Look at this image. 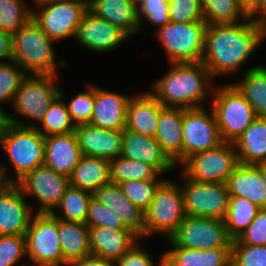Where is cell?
I'll return each instance as SVG.
<instances>
[{
    "mask_svg": "<svg viewBox=\"0 0 266 266\" xmlns=\"http://www.w3.org/2000/svg\"><path fill=\"white\" fill-rule=\"evenodd\" d=\"M266 37L251 17L246 22L208 25L202 64L214 78L235 74Z\"/></svg>",
    "mask_w": 266,
    "mask_h": 266,
    "instance_id": "cell-1",
    "label": "cell"
},
{
    "mask_svg": "<svg viewBox=\"0 0 266 266\" xmlns=\"http://www.w3.org/2000/svg\"><path fill=\"white\" fill-rule=\"evenodd\" d=\"M170 65L168 73L152 85L150 93L165 107L202 108L208 91L214 90L210 71L202 62Z\"/></svg>",
    "mask_w": 266,
    "mask_h": 266,
    "instance_id": "cell-2",
    "label": "cell"
},
{
    "mask_svg": "<svg viewBox=\"0 0 266 266\" xmlns=\"http://www.w3.org/2000/svg\"><path fill=\"white\" fill-rule=\"evenodd\" d=\"M0 144L15 168L16 178L8 179L9 184H17L44 164L45 137L35 127H21L0 119Z\"/></svg>",
    "mask_w": 266,
    "mask_h": 266,
    "instance_id": "cell-3",
    "label": "cell"
},
{
    "mask_svg": "<svg viewBox=\"0 0 266 266\" xmlns=\"http://www.w3.org/2000/svg\"><path fill=\"white\" fill-rule=\"evenodd\" d=\"M12 59L27 74L57 75L58 64L51 40L31 18L16 33L11 35Z\"/></svg>",
    "mask_w": 266,
    "mask_h": 266,
    "instance_id": "cell-4",
    "label": "cell"
},
{
    "mask_svg": "<svg viewBox=\"0 0 266 266\" xmlns=\"http://www.w3.org/2000/svg\"><path fill=\"white\" fill-rule=\"evenodd\" d=\"M213 110L223 142L235 143L256 118L253 107L233 85L214 88Z\"/></svg>",
    "mask_w": 266,
    "mask_h": 266,
    "instance_id": "cell-5",
    "label": "cell"
},
{
    "mask_svg": "<svg viewBox=\"0 0 266 266\" xmlns=\"http://www.w3.org/2000/svg\"><path fill=\"white\" fill-rule=\"evenodd\" d=\"M207 26L205 21L169 22L157 28L155 36L167 53L168 62H201Z\"/></svg>",
    "mask_w": 266,
    "mask_h": 266,
    "instance_id": "cell-6",
    "label": "cell"
},
{
    "mask_svg": "<svg viewBox=\"0 0 266 266\" xmlns=\"http://www.w3.org/2000/svg\"><path fill=\"white\" fill-rule=\"evenodd\" d=\"M234 143L223 142L189 157L183 163V178L204 183H225L239 165Z\"/></svg>",
    "mask_w": 266,
    "mask_h": 266,
    "instance_id": "cell-7",
    "label": "cell"
},
{
    "mask_svg": "<svg viewBox=\"0 0 266 266\" xmlns=\"http://www.w3.org/2000/svg\"><path fill=\"white\" fill-rule=\"evenodd\" d=\"M24 237L26 256L33 261L28 266L63 264V252L58 239V219L51 213H35Z\"/></svg>",
    "mask_w": 266,
    "mask_h": 266,
    "instance_id": "cell-8",
    "label": "cell"
},
{
    "mask_svg": "<svg viewBox=\"0 0 266 266\" xmlns=\"http://www.w3.org/2000/svg\"><path fill=\"white\" fill-rule=\"evenodd\" d=\"M144 214V236L162 232L169 239L186 216L180 185L166 179L157 189Z\"/></svg>",
    "mask_w": 266,
    "mask_h": 266,
    "instance_id": "cell-9",
    "label": "cell"
},
{
    "mask_svg": "<svg viewBox=\"0 0 266 266\" xmlns=\"http://www.w3.org/2000/svg\"><path fill=\"white\" fill-rule=\"evenodd\" d=\"M168 241L177 247L210 250L232 248L233 239L224 220L186 215Z\"/></svg>",
    "mask_w": 266,
    "mask_h": 266,
    "instance_id": "cell-10",
    "label": "cell"
},
{
    "mask_svg": "<svg viewBox=\"0 0 266 266\" xmlns=\"http://www.w3.org/2000/svg\"><path fill=\"white\" fill-rule=\"evenodd\" d=\"M41 10L32 18L53 41L75 36L76 29L88 11V0L35 2Z\"/></svg>",
    "mask_w": 266,
    "mask_h": 266,
    "instance_id": "cell-11",
    "label": "cell"
},
{
    "mask_svg": "<svg viewBox=\"0 0 266 266\" xmlns=\"http://www.w3.org/2000/svg\"><path fill=\"white\" fill-rule=\"evenodd\" d=\"M180 186L185 214L224 220L229 208L230 193L225 183H204L186 178Z\"/></svg>",
    "mask_w": 266,
    "mask_h": 266,
    "instance_id": "cell-12",
    "label": "cell"
},
{
    "mask_svg": "<svg viewBox=\"0 0 266 266\" xmlns=\"http://www.w3.org/2000/svg\"><path fill=\"white\" fill-rule=\"evenodd\" d=\"M56 79L57 76L50 74L26 75L14 96L16 112L41 122L49 106L60 95V88L54 84Z\"/></svg>",
    "mask_w": 266,
    "mask_h": 266,
    "instance_id": "cell-13",
    "label": "cell"
},
{
    "mask_svg": "<svg viewBox=\"0 0 266 266\" xmlns=\"http://www.w3.org/2000/svg\"><path fill=\"white\" fill-rule=\"evenodd\" d=\"M182 134L183 163L192 155L223 143L215 114L213 110L206 112L205 107L184 108Z\"/></svg>",
    "mask_w": 266,
    "mask_h": 266,
    "instance_id": "cell-14",
    "label": "cell"
},
{
    "mask_svg": "<svg viewBox=\"0 0 266 266\" xmlns=\"http://www.w3.org/2000/svg\"><path fill=\"white\" fill-rule=\"evenodd\" d=\"M17 185L24 196H36L40 201L37 213H51L60 203L66 189L70 186L69 178L46 165H41L22 178Z\"/></svg>",
    "mask_w": 266,
    "mask_h": 266,
    "instance_id": "cell-15",
    "label": "cell"
},
{
    "mask_svg": "<svg viewBox=\"0 0 266 266\" xmlns=\"http://www.w3.org/2000/svg\"><path fill=\"white\" fill-rule=\"evenodd\" d=\"M82 46L95 52H108L115 49L129 36L119 27L87 11L74 36Z\"/></svg>",
    "mask_w": 266,
    "mask_h": 266,
    "instance_id": "cell-16",
    "label": "cell"
},
{
    "mask_svg": "<svg viewBox=\"0 0 266 266\" xmlns=\"http://www.w3.org/2000/svg\"><path fill=\"white\" fill-rule=\"evenodd\" d=\"M82 155L113 160L121 155L123 130L103 129L90 123L76 125Z\"/></svg>",
    "mask_w": 266,
    "mask_h": 266,
    "instance_id": "cell-17",
    "label": "cell"
},
{
    "mask_svg": "<svg viewBox=\"0 0 266 266\" xmlns=\"http://www.w3.org/2000/svg\"><path fill=\"white\" fill-rule=\"evenodd\" d=\"M17 184L0 192V235H25L30 224L31 207Z\"/></svg>",
    "mask_w": 266,
    "mask_h": 266,
    "instance_id": "cell-18",
    "label": "cell"
},
{
    "mask_svg": "<svg viewBox=\"0 0 266 266\" xmlns=\"http://www.w3.org/2000/svg\"><path fill=\"white\" fill-rule=\"evenodd\" d=\"M121 156L153 166L159 173H166L175 167V163L160 147L155 137L123 130Z\"/></svg>",
    "mask_w": 266,
    "mask_h": 266,
    "instance_id": "cell-19",
    "label": "cell"
},
{
    "mask_svg": "<svg viewBox=\"0 0 266 266\" xmlns=\"http://www.w3.org/2000/svg\"><path fill=\"white\" fill-rule=\"evenodd\" d=\"M131 98L94 86L93 114L89 123L103 129L124 130Z\"/></svg>",
    "mask_w": 266,
    "mask_h": 266,
    "instance_id": "cell-20",
    "label": "cell"
},
{
    "mask_svg": "<svg viewBox=\"0 0 266 266\" xmlns=\"http://www.w3.org/2000/svg\"><path fill=\"white\" fill-rule=\"evenodd\" d=\"M82 156L75 132L45 137L44 165L71 176Z\"/></svg>",
    "mask_w": 266,
    "mask_h": 266,
    "instance_id": "cell-21",
    "label": "cell"
},
{
    "mask_svg": "<svg viewBox=\"0 0 266 266\" xmlns=\"http://www.w3.org/2000/svg\"><path fill=\"white\" fill-rule=\"evenodd\" d=\"M91 254L112 262L120 259L140 237L132 230L89 227Z\"/></svg>",
    "mask_w": 266,
    "mask_h": 266,
    "instance_id": "cell-22",
    "label": "cell"
},
{
    "mask_svg": "<svg viewBox=\"0 0 266 266\" xmlns=\"http://www.w3.org/2000/svg\"><path fill=\"white\" fill-rule=\"evenodd\" d=\"M93 198L116 212L124 225L140 238L144 236L145 214L123 195L119 184L103 185L93 193Z\"/></svg>",
    "mask_w": 266,
    "mask_h": 266,
    "instance_id": "cell-23",
    "label": "cell"
},
{
    "mask_svg": "<svg viewBox=\"0 0 266 266\" xmlns=\"http://www.w3.org/2000/svg\"><path fill=\"white\" fill-rule=\"evenodd\" d=\"M184 108L163 107L160 110L158 127L155 134L160 147L178 165L183 163V123Z\"/></svg>",
    "mask_w": 266,
    "mask_h": 266,
    "instance_id": "cell-24",
    "label": "cell"
},
{
    "mask_svg": "<svg viewBox=\"0 0 266 266\" xmlns=\"http://www.w3.org/2000/svg\"><path fill=\"white\" fill-rule=\"evenodd\" d=\"M164 106L148 91L132 97L127 106L126 130L155 137Z\"/></svg>",
    "mask_w": 266,
    "mask_h": 266,
    "instance_id": "cell-25",
    "label": "cell"
},
{
    "mask_svg": "<svg viewBox=\"0 0 266 266\" xmlns=\"http://www.w3.org/2000/svg\"><path fill=\"white\" fill-rule=\"evenodd\" d=\"M88 10L119 27L129 37L141 28L136 0H88Z\"/></svg>",
    "mask_w": 266,
    "mask_h": 266,
    "instance_id": "cell-26",
    "label": "cell"
},
{
    "mask_svg": "<svg viewBox=\"0 0 266 266\" xmlns=\"http://www.w3.org/2000/svg\"><path fill=\"white\" fill-rule=\"evenodd\" d=\"M172 250L164 252L159 266H231L232 248L193 250L177 247L170 242Z\"/></svg>",
    "mask_w": 266,
    "mask_h": 266,
    "instance_id": "cell-27",
    "label": "cell"
},
{
    "mask_svg": "<svg viewBox=\"0 0 266 266\" xmlns=\"http://www.w3.org/2000/svg\"><path fill=\"white\" fill-rule=\"evenodd\" d=\"M230 196L245 198L266 208V185L255 165L239 164L226 182Z\"/></svg>",
    "mask_w": 266,
    "mask_h": 266,
    "instance_id": "cell-28",
    "label": "cell"
},
{
    "mask_svg": "<svg viewBox=\"0 0 266 266\" xmlns=\"http://www.w3.org/2000/svg\"><path fill=\"white\" fill-rule=\"evenodd\" d=\"M62 92L60 90V95L49 106L40 122L42 125L39 128L34 123L30 124L29 121L26 123L24 121L22 122L7 112L0 119L21 127H35L44 137L75 132L76 125L72 121L67 105L62 99L64 98V93Z\"/></svg>",
    "mask_w": 266,
    "mask_h": 266,
    "instance_id": "cell-29",
    "label": "cell"
},
{
    "mask_svg": "<svg viewBox=\"0 0 266 266\" xmlns=\"http://www.w3.org/2000/svg\"><path fill=\"white\" fill-rule=\"evenodd\" d=\"M58 239L63 252V265L91 255L89 227L85 223L58 220Z\"/></svg>",
    "mask_w": 266,
    "mask_h": 266,
    "instance_id": "cell-30",
    "label": "cell"
},
{
    "mask_svg": "<svg viewBox=\"0 0 266 266\" xmlns=\"http://www.w3.org/2000/svg\"><path fill=\"white\" fill-rule=\"evenodd\" d=\"M234 146L240 164L266 163V118L256 117Z\"/></svg>",
    "mask_w": 266,
    "mask_h": 266,
    "instance_id": "cell-31",
    "label": "cell"
},
{
    "mask_svg": "<svg viewBox=\"0 0 266 266\" xmlns=\"http://www.w3.org/2000/svg\"><path fill=\"white\" fill-rule=\"evenodd\" d=\"M110 161L82 155L69 177L70 186L94 193L103 185L111 184Z\"/></svg>",
    "mask_w": 266,
    "mask_h": 266,
    "instance_id": "cell-32",
    "label": "cell"
},
{
    "mask_svg": "<svg viewBox=\"0 0 266 266\" xmlns=\"http://www.w3.org/2000/svg\"><path fill=\"white\" fill-rule=\"evenodd\" d=\"M243 76V80L232 84L253 107L256 117L266 118V67H250Z\"/></svg>",
    "mask_w": 266,
    "mask_h": 266,
    "instance_id": "cell-33",
    "label": "cell"
},
{
    "mask_svg": "<svg viewBox=\"0 0 266 266\" xmlns=\"http://www.w3.org/2000/svg\"><path fill=\"white\" fill-rule=\"evenodd\" d=\"M93 198V193L69 186L60 203L55 207L62 214H51L58 220L65 222L85 223L88 215L89 204ZM62 215V216H61Z\"/></svg>",
    "mask_w": 266,
    "mask_h": 266,
    "instance_id": "cell-34",
    "label": "cell"
},
{
    "mask_svg": "<svg viewBox=\"0 0 266 266\" xmlns=\"http://www.w3.org/2000/svg\"><path fill=\"white\" fill-rule=\"evenodd\" d=\"M159 172L151 165L121 155L110 161V182L119 184L129 180H157Z\"/></svg>",
    "mask_w": 266,
    "mask_h": 266,
    "instance_id": "cell-35",
    "label": "cell"
},
{
    "mask_svg": "<svg viewBox=\"0 0 266 266\" xmlns=\"http://www.w3.org/2000/svg\"><path fill=\"white\" fill-rule=\"evenodd\" d=\"M260 209L245 198L230 196L229 208L224 219L229 236L233 240L240 236L255 219Z\"/></svg>",
    "mask_w": 266,
    "mask_h": 266,
    "instance_id": "cell-36",
    "label": "cell"
},
{
    "mask_svg": "<svg viewBox=\"0 0 266 266\" xmlns=\"http://www.w3.org/2000/svg\"><path fill=\"white\" fill-rule=\"evenodd\" d=\"M201 5L207 25L236 23L238 18H249V14L237 0H201Z\"/></svg>",
    "mask_w": 266,
    "mask_h": 266,
    "instance_id": "cell-37",
    "label": "cell"
},
{
    "mask_svg": "<svg viewBox=\"0 0 266 266\" xmlns=\"http://www.w3.org/2000/svg\"><path fill=\"white\" fill-rule=\"evenodd\" d=\"M32 18V9L22 0H0V30L16 33Z\"/></svg>",
    "mask_w": 266,
    "mask_h": 266,
    "instance_id": "cell-38",
    "label": "cell"
},
{
    "mask_svg": "<svg viewBox=\"0 0 266 266\" xmlns=\"http://www.w3.org/2000/svg\"><path fill=\"white\" fill-rule=\"evenodd\" d=\"M165 180H129L119 183L123 195L145 212L150 206L159 186Z\"/></svg>",
    "mask_w": 266,
    "mask_h": 266,
    "instance_id": "cell-39",
    "label": "cell"
},
{
    "mask_svg": "<svg viewBox=\"0 0 266 266\" xmlns=\"http://www.w3.org/2000/svg\"><path fill=\"white\" fill-rule=\"evenodd\" d=\"M11 62H0V104L6 101L13 102L21 81L27 75L15 61ZM5 112L0 106V118Z\"/></svg>",
    "mask_w": 266,
    "mask_h": 266,
    "instance_id": "cell-40",
    "label": "cell"
},
{
    "mask_svg": "<svg viewBox=\"0 0 266 266\" xmlns=\"http://www.w3.org/2000/svg\"><path fill=\"white\" fill-rule=\"evenodd\" d=\"M88 227H104L114 230H130L116 212L92 198L86 219Z\"/></svg>",
    "mask_w": 266,
    "mask_h": 266,
    "instance_id": "cell-41",
    "label": "cell"
},
{
    "mask_svg": "<svg viewBox=\"0 0 266 266\" xmlns=\"http://www.w3.org/2000/svg\"><path fill=\"white\" fill-rule=\"evenodd\" d=\"M170 22L204 21L201 0H168Z\"/></svg>",
    "mask_w": 266,
    "mask_h": 266,
    "instance_id": "cell-42",
    "label": "cell"
},
{
    "mask_svg": "<svg viewBox=\"0 0 266 266\" xmlns=\"http://www.w3.org/2000/svg\"><path fill=\"white\" fill-rule=\"evenodd\" d=\"M136 3L140 26L142 18L158 28L170 22L168 0H138Z\"/></svg>",
    "mask_w": 266,
    "mask_h": 266,
    "instance_id": "cell-43",
    "label": "cell"
},
{
    "mask_svg": "<svg viewBox=\"0 0 266 266\" xmlns=\"http://www.w3.org/2000/svg\"><path fill=\"white\" fill-rule=\"evenodd\" d=\"M75 125L89 123L93 114L94 86L87 85L86 92H80L66 104Z\"/></svg>",
    "mask_w": 266,
    "mask_h": 266,
    "instance_id": "cell-44",
    "label": "cell"
},
{
    "mask_svg": "<svg viewBox=\"0 0 266 266\" xmlns=\"http://www.w3.org/2000/svg\"><path fill=\"white\" fill-rule=\"evenodd\" d=\"M24 255L26 256L24 235H0V266H16V262Z\"/></svg>",
    "mask_w": 266,
    "mask_h": 266,
    "instance_id": "cell-45",
    "label": "cell"
},
{
    "mask_svg": "<svg viewBox=\"0 0 266 266\" xmlns=\"http://www.w3.org/2000/svg\"><path fill=\"white\" fill-rule=\"evenodd\" d=\"M232 245H266V208H261L244 232L232 241Z\"/></svg>",
    "mask_w": 266,
    "mask_h": 266,
    "instance_id": "cell-46",
    "label": "cell"
},
{
    "mask_svg": "<svg viewBox=\"0 0 266 266\" xmlns=\"http://www.w3.org/2000/svg\"><path fill=\"white\" fill-rule=\"evenodd\" d=\"M231 266H266V245H232Z\"/></svg>",
    "mask_w": 266,
    "mask_h": 266,
    "instance_id": "cell-47",
    "label": "cell"
},
{
    "mask_svg": "<svg viewBox=\"0 0 266 266\" xmlns=\"http://www.w3.org/2000/svg\"><path fill=\"white\" fill-rule=\"evenodd\" d=\"M136 242L120 259L114 262L115 266H154L149 253L141 249Z\"/></svg>",
    "mask_w": 266,
    "mask_h": 266,
    "instance_id": "cell-48",
    "label": "cell"
},
{
    "mask_svg": "<svg viewBox=\"0 0 266 266\" xmlns=\"http://www.w3.org/2000/svg\"><path fill=\"white\" fill-rule=\"evenodd\" d=\"M70 266H115L114 262L105 260L102 257L89 255L83 259L73 262Z\"/></svg>",
    "mask_w": 266,
    "mask_h": 266,
    "instance_id": "cell-49",
    "label": "cell"
},
{
    "mask_svg": "<svg viewBox=\"0 0 266 266\" xmlns=\"http://www.w3.org/2000/svg\"><path fill=\"white\" fill-rule=\"evenodd\" d=\"M11 34L0 30V62L3 59H12Z\"/></svg>",
    "mask_w": 266,
    "mask_h": 266,
    "instance_id": "cell-50",
    "label": "cell"
},
{
    "mask_svg": "<svg viewBox=\"0 0 266 266\" xmlns=\"http://www.w3.org/2000/svg\"><path fill=\"white\" fill-rule=\"evenodd\" d=\"M249 17H255L252 19L266 32V0H260L258 5L249 13Z\"/></svg>",
    "mask_w": 266,
    "mask_h": 266,
    "instance_id": "cell-51",
    "label": "cell"
},
{
    "mask_svg": "<svg viewBox=\"0 0 266 266\" xmlns=\"http://www.w3.org/2000/svg\"><path fill=\"white\" fill-rule=\"evenodd\" d=\"M237 1L249 14L258 5L260 0H237Z\"/></svg>",
    "mask_w": 266,
    "mask_h": 266,
    "instance_id": "cell-52",
    "label": "cell"
},
{
    "mask_svg": "<svg viewBox=\"0 0 266 266\" xmlns=\"http://www.w3.org/2000/svg\"><path fill=\"white\" fill-rule=\"evenodd\" d=\"M0 165V192L9 184L6 173L9 169Z\"/></svg>",
    "mask_w": 266,
    "mask_h": 266,
    "instance_id": "cell-53",
    "label": "cell"
},
{
    "mask_svg": "<svg viewBox=\"0 0 266 266\" xmlns=\"http://www.w3.org/2000/svg\"><path fill=\"white\" fill-rule=\"evenodd\" d=\"M255 166L259 169L260 174L266 185V163L256 164Z\"/></svg>",
    "mask_w": 266,
    "mask_h": 266,
    "instance_id": "cell-54",
    "label": "cell"
},
{
    "mask_svg": "<svg viewBox=\"0 0 266 266\" xmlns=\"http://www.w3.org/2000/svg\"><path fill=\"white\" fill-rule=\"evenodd\" d=\"M35 2H46V1H81V0H34Z\"/></svg>",
    "mask_w": 266,
    "mask_h": 266,
    "instance_id": "cell-55",
    "label": "cell"
}]
</instances>
